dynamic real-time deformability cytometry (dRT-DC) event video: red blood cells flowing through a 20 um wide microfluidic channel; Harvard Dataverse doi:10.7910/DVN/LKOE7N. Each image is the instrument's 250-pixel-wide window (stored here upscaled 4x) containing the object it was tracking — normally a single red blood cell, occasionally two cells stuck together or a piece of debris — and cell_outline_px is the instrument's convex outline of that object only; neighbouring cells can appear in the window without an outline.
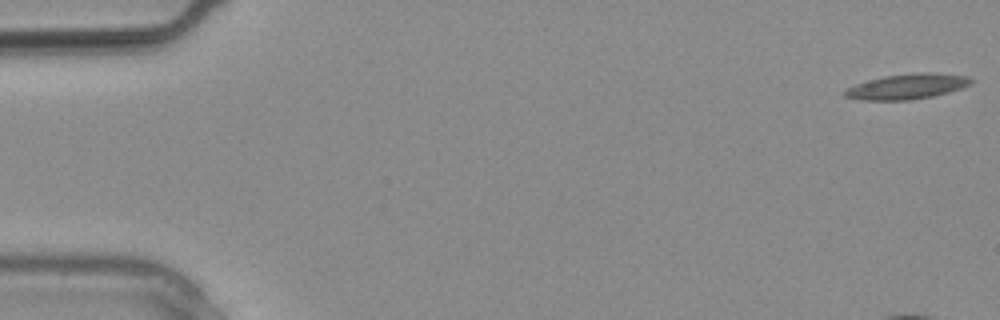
{"species": "common noctule bat (a hibernating species)", "species_latin": "Nyctalus noctula", "temperature_condition": "warm", "stored_images_in_passage": 7, "camera_frame_rate_fps": 3000, "um_per_image_px": 0.085, "animal": {"sex": "male", "body_mass_g": 20.4}, "frame": {"image": 1, "passage_image": 1, "time_ms": 0.0, "image_size_px": [1000, 320], "cell_outline_px": [[972, 84], [948, 92], [932, 96], [908, 100], [860, 100], [844, 96], [844, 92], [848, 88], [856, 84], [868, 80], [884, 76], [916, 72], [932, 72], [968, 76], [972, 80]], "centroid_in_image_um": [77.11, 7.34], "position_along_channel_um": 7.9, "area_um2": 18.5}}